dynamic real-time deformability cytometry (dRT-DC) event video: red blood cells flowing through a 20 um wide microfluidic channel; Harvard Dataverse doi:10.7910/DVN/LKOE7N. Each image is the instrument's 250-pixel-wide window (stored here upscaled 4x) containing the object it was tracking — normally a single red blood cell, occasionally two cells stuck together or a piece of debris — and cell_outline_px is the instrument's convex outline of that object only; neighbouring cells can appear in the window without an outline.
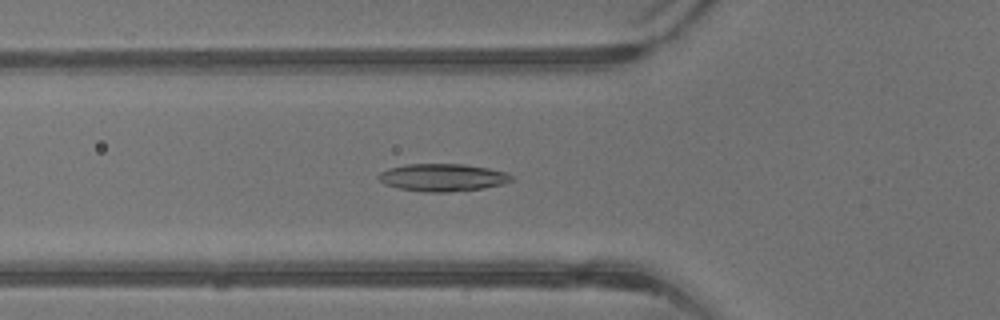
{"species": "common noctule bat (a hibernating species)", "species_latin": "Nyctalus noctula", "temperature_condition": "warm", "stored_images_in_passage": 41, "camera_frame_rate_fps": 3000, "um_per_image_px": 0.085, "animal": {"sex": "male", "body_mass_g": 13.3}, "frame": {"image": 1, "passage_image": 14, "time_ms": 4.333, "image_size_px": [1000, 320], "cell_outline_px": [[512, 180], [500, 184], [484, 188], [448, 192], [424, 192], [400, 188], [384, 184], [376, 176], [380, 172], [388, 168], [408, 164], [464, 164], [488, 168], [508, 172], [512, 176]], "centroid_in_image_um": [37.61, 15.08], "position_along_channel_um": 88.2, "area_um2": 21.27}}
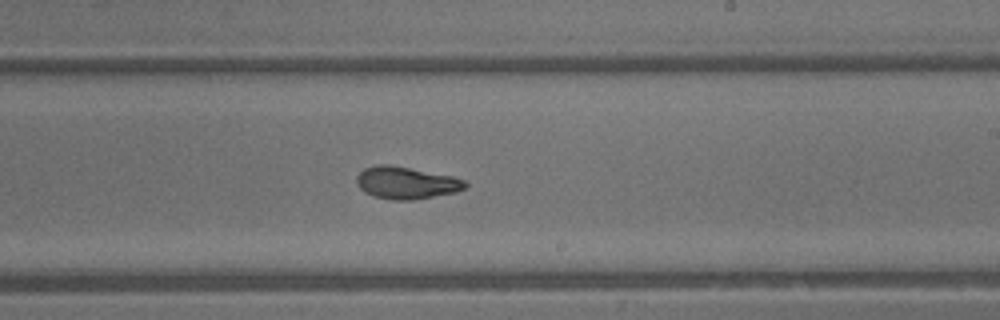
{"frame": {"image": 2, "passage_image": 24, "time_ms": 7.667, "image_size_px": [1000, 320], "cell_outline_px": [[468, 184], [464, 188], [456, 192], [416, 200], [392, 200], [372, 196], [364, 192], [356, 184], [356, 176], [364, 168], [376, 164], [388, 164], [452, 176], [464, 180]], "centroid_in_image_um": [34.49, 15.55], "position_along_channel_um": 254.5, "area_um2": 20.52}}
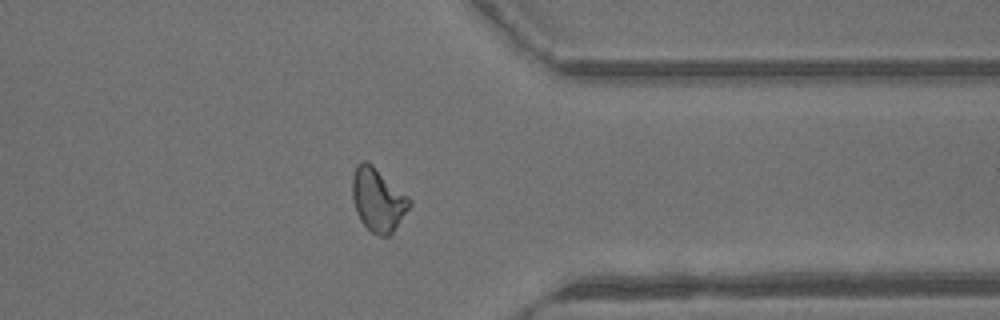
{"frame": {"image": 3, "passage_image": 32, "time_ms": 10.333, "image_size_px": [1000, 320], "cell_outline_px": [[412, 204], [392, 232], [388, 236], [380, 236], [372, 232], [360, 220], [356, 212], [352, 196], [352, 176], [356, 164], [360, 160], [364, 160], [372, 164], [408, 196], [412, 200]], "centroid_in_image_um": [32.11, 16.95], "position_along_channel_um": 379.3, "area_um2": 21.04}, "authors_computed_cell_mechanics": {"area_um2": 20.7502, "velocity_mm_per_s": 4.9779, "shape_relaxation_time_tau1_ms": 8.9386, "shape_relaxation_time_tau2_ms": 0.9695, "deformation_change_tau1": 0.2815, "deformation_change_tau2": 0.0707}}